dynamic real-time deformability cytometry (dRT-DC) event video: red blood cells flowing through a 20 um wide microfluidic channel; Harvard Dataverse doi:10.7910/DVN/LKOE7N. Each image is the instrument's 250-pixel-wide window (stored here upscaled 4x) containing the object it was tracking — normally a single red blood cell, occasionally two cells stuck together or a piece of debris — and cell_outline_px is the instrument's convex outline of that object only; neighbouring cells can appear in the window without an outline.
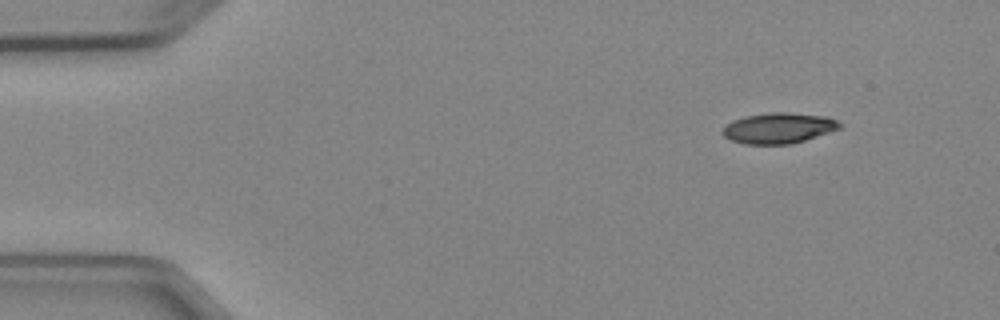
{"species": "Egyptian fruit bat (a non-hibernating species)", "species_latin": "Rousettus aegyptiacus", "temperature_condition": "cold", "stored_images_in_passage": 5, "segment_of_instrument_passage": [2, 2], "camera_frame_rate_fps": 3000, "um_per_image_px": 0.085, "animal": {"sex": "female"}, "frame": {"image": 1, "passage_image": 5, "time_ms": 5.667, "image_size_px": [1000, 320], "cell_outline_px": [[844, 124], [840, 128], [792, 144], [744, 144], [732, 140], [724, 136], [720, 132], [732, 120], [744, 116], [768, 112], [788, 112], [828, 116]], "centroid_in_image_um": [66.18, 10.87], "position_along_channel_um": 18.8, "area_um2": 20.98}}